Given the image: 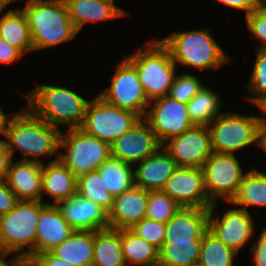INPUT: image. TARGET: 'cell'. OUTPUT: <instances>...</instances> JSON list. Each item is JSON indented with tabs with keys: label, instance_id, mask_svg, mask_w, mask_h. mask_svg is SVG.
Wrapping results in <instances>:
<instances>
[{
	"label": "cell",
	"instance_id": "6da1fadb",
	"mask_svg": "<svg viewBox=\"0 0 266 266\" xmlns=\"http://www.w3.org/2000/svg\"><path fill=\"white\" fill-rule=\"evenodd\" d=\"M60 133L61 130L37 117L28 107L23 108L10 121L5 134L6 148L12 159L16 148L24 157L20 160L44 164V157L55 154L59 157Z\"/></svg>",
	"mask_w": 266,
	"mask_h": 266
},
{
	"label": "cell",
	"instance_id": "7a4b0ae2",
	"mask_svg": "<svg viewBox=\"0 0 266 266\" xmlns=\"http://www.w3.org/2000/svg\"><path fill=\"white\" fill-rule=\"evenodd\" d=\"M23 95L27 107L37 117L58 129L66 124L69 129L80 128L90 102L75 91L57 85L37 84Z\"/></svg>",
	"mask_w": 266,
	"mask_h": 266
},
{
	"label": "cell",
	"instance_id": "3957f363",
	"mask_svg": "<svg viewBox=\"0 0 266 266\" xmlns=\"http://www.w3.org/2000/svg\"><path fill=\"white\" fill-rule=\"evenodd\" d=\"M26 15L33 51L73 40L77 31L64 0H26Z\"/></svg>",
	"mask_w": 266,
	"mask_h": 266
},
{
	"label": "cell",
	"instance_id": "277c9868",
	"mask_svg": "<svg viewBox=\"0 0 266 266\" xmlns=\"http://www.w3.org/2000/svg\"><path fill=\"white\" fill-rule=\"evenodd\" d=\"M45 205L42 201L19 200L11 211L0 216V252H15L19 259L29 261L35 257L37 223Z\"/></svg>",
	"mask_w": 266,
	"mask_h": 266
},
{
	"label": "cell",
	"instance_id": "5b68a950",
	"mask_svg": "<svg viewBox=\"0 0 266 266\" xmlns=\"http://www.w3.org/2000/svg\"><path fill=\"white\" fill-rule=\"evenodd\" d=\"M160 41L169 49L175 64L199 70L218 69L231 60L208 29L174 32Z\"/></svg>",
	"mask_w": 266,
	"mask_h": 266
},
{
	"label": "cell",
	"instance_id": "8992f818",
	"mask_svg": "<svg viewBox=\"0 0 266 266\" xmlns=\"http://www.w3.org/2000/svg\"><path fill=\"white\" fill-rule=\"evenodd\" d=\"M125 58L136 68L149 101L169 95L176 75V64L169 49L160 40L146 43L139 51Z\"/></svg>",
	"mask_w": 266,
	"mask_h": 266
},
{
	"label": "cell",
	"instance_id": "52a82bcc",
	"mask_svg": "<svg viewBox=\"0 0 266 266\" xmlns=\"http://www.w3.org/2000/svg\"><path fill=\"white\" fill-rule=\"evenodd\" d=\"M207 127L212 150L215 153L234 154L254 143L259 146L261 131L259 116L222 112Z\"/></svg>",
	"mask_w": 266,
	"mask_h": 266
},
{
	"label": "cell",
	"instance_id": "ba28073f",
	"mask_svg": "<svg viewBox=\"0 0 266 266\" xmlns=\"http://www.w3.org/2000/svg\"><path fill=\"white\" fill-rule=\"evenodd\" d=\"M59 160L78 178L96 171L111 156L110 144L94 136L86 134L82 129H69L66 134L60 133Z\"/></svg>",
	"mask_w": 266,
	"mask_h": 266
},
{
	"label": "cell",
	"instance_id": "9c48e42d",
	"mask_svg": "<svg viewBox=\"0 0 266 266\" xmlns=\"http://www.w3.org/2000/svg\"><path fill=\"white\" fill-rule=\"evenodd\" d=\"M140 119L137 114L108 104L100 96H96L87 106L80 129L111 144Z\"/></svg>",
	"mask_w": 266,
	"mask_h": 266
},
{
	"label": "cell",
	"instance_id": "30bf717a",
	"mask_svg": "<svg viewBox=\"0 0 266 266\" xmlns=\"http://www.w3.org/2000/svg\"><path fill=\"white\" fill-rule=\"evenodd\" d=\"M119 64L109 89L104 88L99 96L108 104L144 118L150 101L143 90L138 72L125 57Z\"/></svg>",
	"mask_w": 266,
	"mask_h": 266
},
{
	"label": "cell",
	"instance_id": "8fae6325",
	"mask_svg": "<svg viewBox=\"0 0 266 266\" xmlns=\"http://www.w3.org/2000/svg\"><path fill=\"white\" fill-rule=\"evenodd\" d=\"M205 189L209 200L216 203V198H224L228 203L235 196L246 173L235 154L213 152L203 165Z\"/></svg>",
	"mask_w": 266,
	"mask_h": 266
},
{
	"label": "cell",
	"instance_id": "7c38bea8",
	"mask_svg": "<svg viewBox=\"0 0 266 266\" xmlns=\"http://www.w3.org/2000/svg\"><path fill=\"white\" fill-rule=\"evenodd\" d=\"M147 109L149 111H146L144 119L161 145L194 126L187 110V104L169 95L151 100Z\"/></svg>",
	"mask_w": 266,
	"mask_h": 266
},
{
	"label": "cell",
	"instance_id": "4fadbf2b",
	"mask_svg": "<svg viewBox=\"0 0 266 266\" xmlns=\"http://www.w3.org/2000/svg\"><path fill=\"white\" fill-rule=\"evenodd\" d=\"M162 147L176 161L178 167L203 168L213 153L207 126H196L165 142Z\"/></svg>",
	"mask_w": 266,
	"mask_h": 266
},
{
	"label": "cell",
	"instance_id": "5bb4252c",
	"mask_svg": "<svg viewBox=\"0 0 266 266\" xmlns=\"http://www.w3.org/2000/svg\"><path fill=\"white\" fill-rule=\"evenodd\" d=\"M162 191L181 207L209 209L213 205L205 189L202 168L178 167Z\"/></svg>",
	"mask_w": 266,
	"mask_h": 266
},
{
	"label": "cell",
	"instance_id": "9a60e30c",
	"mask_svg": "<svg viewBox=\"0 0 266 266\" xmlns=\"http://www.w3.org/2000/svg\"><path fill=\"white\" fill-rule=\"evenodd\" d=\"M216 203L209 208L208 230L237 253L254 233V219L248 211L230 208L221 217H214Z\"/></svg>",
	"mask_w": 266,
	"mask_h": 266
},
{
	"label": "cell",
	"instance_id": "2e32d148",
	"mask_svg": "<svg viewBox=\"0 0 266 266\" xmlns=\"http://www.w3.org/2000/svg\"><path fill=\"white\" fill-rule=\"evenodd\" d=\"M162 145L144 118L110 144L111 157L136 165Z\"/></svg>",
	"mask_w": 266,
	"mask_h": 266
},
{
	"label": "cell",
	"instance_id": "e0dca14e",
	"mask_svg": "<svg viewBox=\"0 0 266 266\" xmlns=\"http://www.w3.org/2000/svg\"><path fill=\"white\" fill-rule=\"evenodd\" d=\"M62 216L74 230L97 231L109 228L108 213L93 201L77 193L56 204Z\"/></svg>",
	"mask_w": 266,
	"mask_h": 266
},
{
	"label": "cell",
	"instance_id": "ac0fdd59",
	"mask_svg": "<svg viewBox=\"0 0 266 266\" xmlns=\"http://www.w3.org/2000/svg\"><path fill=\"white\" fill-rule=\"evenodd\" d=\"M148 190L134 186L115 196L108 212L109 228L130 229L146 216Z\"/></svg>",
	"mask_w": 266,
	"mask_h": 266
},
{
	"label": "cell",
	"instance_id": "d6986e66",
	"mask_svg": "<svg viewBox=\"0 0 266 266\" xmlns=\"http://www.w3.org/2000/svg\"><path fill=\"white\" fill-rule=\"evenodd\" d=\"M177 168L176 161L160 147L154 154L137 163L134 169L135 186L148 191L162 190Z\"/></svg>",
	"mask_w": 266,
	"mask_h": 266
},
{
	"label": "cell",
	"instance_id": "ffe728a7",
	"mask_svg": "<svg viewBox=\"0 0 266 266\" xmlns=\"http://www.w3.org/2000/svg\"><path fill=\"white\" fill-rule=\"evenodd\" d=\"M5 181L18 200L42 201V164L12 160Z\"/></svg>",
	"mask_w": 266,
	"mask_h": 266
},
{
	"label": "cell",
	"instance_id": "44dd1931",
	"mask_svg": "<svg viewBox=\"0 0 266 266\" xmlns=\"http://www.w3.org/2000/svg\"><path fill=\"white\" fill-rule=\"evenodd\" d=\"M74 229L67 223L56 205L46 204L40 210L35 239V256L50 252L67 239Z\"/></svg>",
	"mask_w": 266,
	"mask_h": 266
},
{
	"label": "cell",
	"instance_id": "7402d4cb",
	"mask_svg": "<svg viewBox=\"0 0 266 266\" xmlns=\"http://www.w3.org/2000/svg\"><path fill=\"white\" fill-rule=\"evenodd\" d=\"M209 209L182 207L167 223L164 241L202 240L208 230Z\"/></svg>",
	"mask_w": 266,
	"mask_h": 266
},
{
	"label": "cell",
	"instance_id": "603a6c76",
	"mask_svg": "<svg viewBox=\"0 0 266 266\" xmlns=\"http://www.w3.org/2000/svg\"><path fill=\"white\" fill-rule=\"evenodd\" d=\"M68 15L77 32L86 24L112 20L128 15L115 5V0H64Z\"/></svg>",
	"mask_w": 266,
	"mask_h": 266
},
{
	"label": "cell",
	"instance_id": "cb8c5ba5",
	"mask_svg": "<svg viewBox=\"0 0 266 266\" xmlns=\"http://www.w3.org/2000/svg\"><path fill=\"white\" fill-rule=\"evenodd\" d=\"M54 198V205L77 193V177L56 157L42 164V195Z\"/></svg>",
	"mask_w": 266,
	"mask_h": 266
},
{
	"label": "cell",
	"instance_id": "d4e9b609",
	"mask_svg": "<svg viewBox=\"0 0 266 266\" xmlns=\"http://www.w3.org/2000/svg\"><path fill=\"white\" fill-rule=\"evenodd\" d=\"M94 232L74 230V232L50 252L57 258L76 265L92 266Z\"/></svg>",
	"mask_w": 266,
	"mask_h": 266
},
{
	"label": "cell",
	"instance_id": "484cf974",
	"mask_svg": "<svg viewBox=\"0 0 266 266\" xmlns=\"http://www.w3.org/2000/svg\"><path fill=\"white\" fill-rule=\"evenodd\" d=\"M92 266H127L121 245V229L94 231Z\"/></svg>",
	"mask_w": 266,
	"mask_h": 266
},
{
	"label": "cell",
	"instance_id": "4316f807",
	"mask_svg": "<svg viewBox=\"0 0 266 266\" xmlns=\"http://www.w3.org/2000/svg\"><path fill=\"white\" fill-rule=\"evenodd\" d=\"M0 37L22 54L33 51L27 18L22 9H9L0 17Z\"/></svg>",
	"mask_w": 266,
	"mask_h": 266
},
{
	"label": "cell",
	"instance_id": "83f0119b",
	"mask_svg": "<svg viewBox=\"0 0 266 266\" xmlns=\"http://www.w3.org/2000/svg\"><path fill=\"white\" fill-rule=\"evenodd\" d=\"M231 205L248 211L249 206H266V173L252 168L243 177Z\"/></svg>",
	"mask_w": 266,
	"mask_h": 266
},
{
	"label": "cell",
	"instance_id": "f1b7e54d",
	"mask_svg": "<svg viewBox=\"0 0 266 266\" xmlns=\"http://www.w3.org/2000/svg\"><path fill=\"white\" fill-rule=\"evenodd\" d=\"M121 245L127 266H130V263L131 266H158L159 249L130 229H121Z\"/></svg>",
	"mask_w": 266,
	"mask_h": 266
},
{
	"label": "cell",
	"instance_id": "f546056e",
	"mask_svg": "<svg viewBox=\"0 0 266 266\" xmlns=\"http://www.w3.org/2000/svg\"><path fill=\"white\" fill-rule=\"evenodd\" d=\"M133 165L119 159L109 157L97 171L103 179L108 191L115 197L135 186Z\"/></svg>",
	"mask_w": 266,
	"mask_h": 266
},
{
	"label": "cell",
	"instance_id": "4dcf8cb0",
	"mask_svg": "<svg viewBox=\"0 0 266 266\" xmlns=\"http://www.w3.org/2000/svg\"><path fill=\"white\" fill-rule=\"evenodd\" d=\"M187 110L191 122L196 126H208L222 114L218 94L204 85L187 103Z\"/></svg>",
	"mask_w": 266,
	"mask_h": 266
},
{
	"label": "cell",
	"instance_id": "1f68e13d",
	"mask_svg": "<svg viewBox=\"0 0 266 266\" xmlns=\"http://www.w3.org/2000/svg\"><path fill=\"white\" fill-rule=\"evenodd\" d=\"M201 240L164 241L159 250L158 266H192L198 264Z\"/></svg>",
	"mask_w": 266,
	"mask_h": 266
},
{
	"label": "cell",
	"instance_id": "d6a6232c",
	"mask_svg": "<svg viewBox=\"0 0 266 266\" xmlns=\"http://www.w3.org/2000/svg\"><path fill=\"white\" fill-rule=\"evenodd\" d=\"M238 255L239 253L207 230L202 236L198 264L201 266H234V257Z\"/></svg>",
	"mask_w": 266,
	"mask_h": 266
},
{
	"label": "cell",
	"instance_id": "836d02e7",
	"mask_svg": "<svg viewBox=\"0 0 266 266\" xmlns=\"http://www.w3.org/2000/svg\"><path fill=\"white\" fill-rule=\"evenodd\" d=\"M77 194L89 201H93L107 213L112 208L114 196L106 188L97 170L77 178Z\"/></svg>",
	"mask_w": 266,
	"mask_h": 266
},
{
	"label": "cell",
	"instance_id": "e575fe53",
	"mask_svg": "<svg viewBox=\"0 0 266 266\" xmlns=\"http://www.w3.org/2000/svg\"><path fill=\"white\" fill-rule=\"evenodd\" d=\"M181 208L162 190L148 191L145 218L166 224Z\"/></svg>",
	"mask_w": 266,
	"mask_h": 266
},
{
	"label": "cell",
	"instance_id": "d590c367",
	"mask_svg": "<svg viewBox=\"0 0 266 266\" xmlns=\"http://www.w3.org/2000/svg\"><path fill=\"white\" fill-rule=\"evenodd\" d=\"M256 59L252 75L246 89L253 95L248 101L258 105L266 99V49H256Z\"/></svg>",
	"mask_w": 266,
	"mask_h": 266
},
{
	"label": "cell",
	"instance_id": "8d00e7d4",
	"mask_svg": "<svg viewBox=\"0 0 266 266\" xmlns=\"http://www.w3.org/2000/svg\"><path fill=\"white\" fill-rule=\"evenodd\" d=\"M202 81L193 74L175 75L169 96L182 103H188L203 87Z\"/></svg>",
	"mask_w": 266,
	"mask_h": 266
},
{
	"label": "cell",
	"instance_id": "74e56055",
	"mask_svg": "<svg viewBox=\"0 0 266 266\" xmlns=\"http://www.w3.org/2000/svg\"><path fill=\"white\" fill-rule=\"evenodd\" d=\"M138 237L151 243L159 250L162 248L165 239L166 224L143 218L130 228Z\"/></svg>",
	"mask_w": 266,
	"mask_h": 266
},
{
	"label": "cell",
	"instance_id": "f35d334b",
	"mask_svg": "<svg viewBox=\"0 0 266 266\" xmlns=\"http://www.w3.org/2000/svg\"><path fill=\"white\" fill-rule=\"evenodd\" d=\"M245 17L248 30L260 40L256 49H266V6H260Z\"/></svg>",
	"mask_w": 266,
	"mask_h": 266
},
{
	"label": "cell",
	"instance_id": "ab89813d",
	"mask_svg": "<svg viewBox=\"0 0 266 266\" xmlns=\"http://www.w3.org/2000/svg\"><path fill=\"white\" fill-rule=\"evenodd\" d=\"M18 201L17 196L6 184V181L0 180V216L11 211Z\"/></svg>",
	"mask_w": 266,
	"mask_h": 266
},
{
	"label": "cell",
	"instance_id": "60d3db41",
	"mask_svg": "<svg viewBox=\"0 0 266 266\" xmlns=\"http://www.w3.org/2000/svg\"><path fill=\"white\" fill-rule=\"evenodd\" d=\"M255 266H266V226L257 241L250 247Z\"/></svg>",
	"mask_w": 266,
	"mask_h": 266
},
{
	"label": "cell",
	"instance_id": "b9f144b4",
	"mask_svg": "<svg viewBox=\"0 0 266 266\" xmlns=\"http://www.w3.org/2000/svg\"><path fill=\"white\" fill-rule=\"evenodd\" d=\"M24 56L17 48L11 46L0 37V63L11 64Z\"/></svg>",
	"mask_w": 266,
	"mask_h": 266
},
{
	"label": "cell",
	"instance_id": "7bdbcfd3",
	"mask_svg": "<svg viewBox=\"0 0 266 266\" xmlns=\"http://www.w3.org/2000/svg\"><path fill=\"white\" fill-rule=\"evenodd\" d=\"M31 261L36 266H76L57 258L51 252L40 253L36 255Z\"/></svg>",
	"mask_w": 266,
	"mask_h": 266
},
{
	"label": "cell",
	"instance_id": "ee69618b",
	"mask_svg": "<svg viewBox=\"0 0 266 266\" xmlns=\"http://www.w3.org/2000/svg\"><path fill=\"white\" fill-rule=\"evenodd\" d=\"M234 10H243L248 15L253 10H256L260 7V5L256 2V0H216Z\"/></svg>",
	"mask_w": 266,
	"mask_h": 266
},
{
	"label": "cell",
	"instance_id": "f6af8a7d",
	"mask_svg": "<svg viewBox=\"0 0 266 266\" xmlns=\"http://www.w3.org/2000/svg\"><path fill=\"white\" fill-rule=\"evenodd\" d=\"M12 156L6 146L0 151V180H5L9 165L12 161Z\"/></svg>",
	"mask_w": 266,
	"mask_h": 266
},
{
	"label": "cell",
	"instance_id": "bcb514c9",
	"mask_svg": "<svg viewBox=\"0 0 266 266\" xmlns=\"http://www.w3.org/2000/svg\"><path fill=\"white\" fill-rule=\"evenodd\" d=\"M15 113L9 114V116L3 112L1 106H0V135H2L5 138L6 131L8 129V126L10 124L11 119L13 118Z\"/></svg>",
	"mask_w": 266,
	"mask_h": 266
},
{
	"label": "cell",
	"instance_id": "7dc6e473",
	"mask_svg": "<svg viewBox=\"0 0 266 266\" xmlns=\"http://www.w3.org/2000/svg\"><path fill=\"white\" fill-rule=\"evenodd\" d=\"M10 254L0 252V266H14L20 259L14 256V259L7 261L5 260Z\"/></svg>",
	"mask_w": 266,
	"mask_h": 266
},
{
	"label": "cell",
	"instance_id": "c3c4849f",
	"mask_svg": "<svg viewBox=\"0 0 266 266\" xmlns=\"http://www.w3.org/2000/svg\"><path fill=\"white\" fill-rule=\"evenodd\" d=\"M256 107L266 115V99L261 101ZM261 128H266V116H259Z\"/></svg>",
	"mask_w": 266,
	"mask_h": 266
},
{
	"label": "cell",
	"instance_id": "681fc988",
	"mask_svg": "<svg viewBox=\"0 0 266 266\" xmlns=\"http://www.w3.org/2000/svg\"><path fill=\"white\" fill-rule=\"evenodd\" d=\"M259 147L262 148L264 152H266V128H261Z\"/></svg>",
	"mask_w": 266,
	"mask_h": 266
},
{
	"label": "cell",
	"instance_id": "f907efd6",
	"mask_svg": "<svg viewBox=\"0 0 266 266\" xmlns=\"http://www.w3.org/2000/svg\"><path fill=\"white\" fill-rule=\"evenodd\" d=\"M14 266H36L32 261L20 259Z\"/></svg>",
	"mask_w": 266,
	"mask_h": 266
},
{
	"label": "cell",
	"instance_id": "816d5d0a",
	"mask_svg": "<svg viewBox=\"0 0 266 266\" xmlns=\"http://www.w3.org/2000/svg\"><path fill=\"white\" fill-rule=\"evenodd\" d=\"M15 0H0V14L2 13L3 9L6 8L11 2Z\"/></svg>",
	"mask_w": 266,
	"mask_h": 266
},
{
	"label": "cell",
	"instance_id": "f5cc1de1",
	"mask_svg": "<svg viewBox=\"0 0 266 266\" xmlns=\"http://www.w3.org/2000/svg\"><path fill=\"white\" fill-rule=\"evenodd\" d=\"M6 146L5 139H0V151Z\"/></svg>",
	"mask_w": 266,
	"mask_h": 266
},
{
	"label": "cell",
	"instance_id": "db71d44e",
	"mask_svg": "<svg viewBox=\"0 0 266 266\" xmlns=\"http://www.w3.org/2000/svg\"><path fill=\"white\" fill-rule=\"evenodd\" d=\"M260 6H266V0H256Z\"/></svg>",
	"mask_w": 266,
	"mask_h": 266
}]
</instances>
